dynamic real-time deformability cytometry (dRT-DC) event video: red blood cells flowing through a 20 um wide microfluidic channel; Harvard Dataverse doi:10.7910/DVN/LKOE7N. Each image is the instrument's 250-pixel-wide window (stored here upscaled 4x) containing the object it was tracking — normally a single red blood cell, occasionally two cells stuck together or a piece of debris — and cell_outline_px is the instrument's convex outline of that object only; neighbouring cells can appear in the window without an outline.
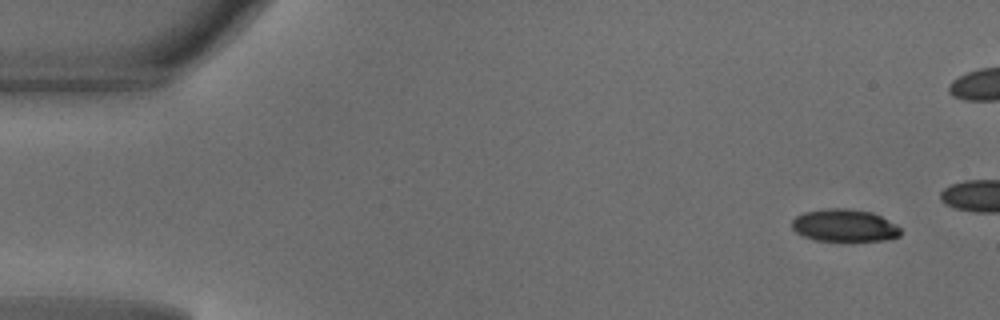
{"species": "common noctule bat (a hibernating species)", "species_latin": "Nyctalus noctula", "temperature_condition": "warm", "stored_images_in_passage": 8, "camera_frame_rate_fps": 3000, "um_per_image_px": 0.085, "animal": {"sex": "male", "body_mass_g": 18.8}, "frame": {"image": 1, "passage_image": 1, "time_ms": 0.0, "image_size_px": [1000, 320], "cell_outline_px": [[900, 236], [888, 240], [816, 240], [800, 236], [792, 228], [792, 220], [796, 216], [804, 212], [828, 208], [848, 208], [872, 212], [896, 224], [900, 228]], "centroid_in_image_um": [71.76, 19.16], "position_along_channel_um": 13.2, "area_um2": 20.52}}